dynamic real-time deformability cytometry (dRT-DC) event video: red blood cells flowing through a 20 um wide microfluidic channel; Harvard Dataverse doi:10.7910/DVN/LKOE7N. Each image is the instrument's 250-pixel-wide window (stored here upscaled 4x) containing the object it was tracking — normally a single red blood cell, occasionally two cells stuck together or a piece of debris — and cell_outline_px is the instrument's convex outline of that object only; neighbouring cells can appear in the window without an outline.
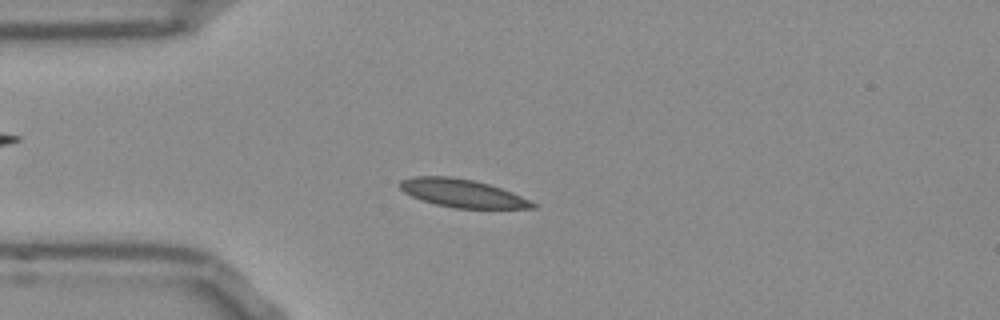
{"species": "Egyptian fruit bat (a non-hibernating species)", "species_latin": "Rousettus aegyptiacus", "temperature_condition": "room temperature", "stored_images_in_passage": 52, "camera_frame_rate_fps": 3000, "um_per_image_px": 0.085, "frame": {"image": 1, "passage_image": 13, "time_ms": 4.0, "image_size_px": [1000, 320], "cell_outline_px": [[536, 208], [456, 208], [436, 204], [412, 196], [404, 192], [400, 188], [400, 180], [412, 176], [452, 176], [472, 180], [488, 184], [512, 192], [536, 204]], "centroid_in_image_um": [39.26, 16.41], "position_along_channel_um": 45.7, "area_um2": 21.39}}
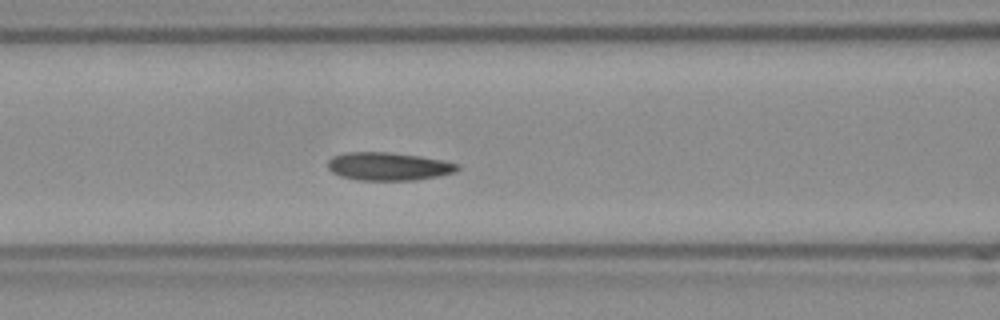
{"frame": {"image": 2, "passage_image": 21, "time_ms": 6.667, "image_size_px": [1000, 320], "cell_outline_px": [[460, 168], [456, 172], [440, 176], [416, 180], [356, 180], [340, 176], [332, 172], [328, 168], [328, 160], [332, 156], [344, 152], [388, 152], [420, 156], [444, 160], [460, 164]], "centroid_in_image_um": [33.04, 14.14], "position_along_channel_um": 133.6, "area_um2": 21.5}}
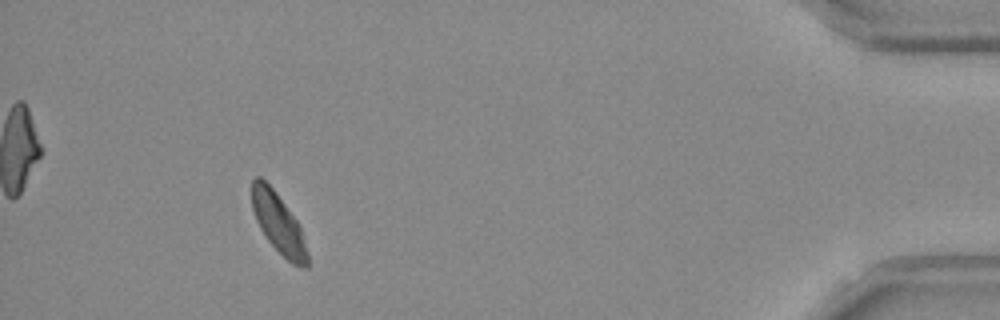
{"frame": {"image": 3, "passage_image": 48, "time_ms": 15.667, "image_size_px": [1000, 320], "cell_outline_px": [[308, 268], [300, 268], [292, 264], [268, 240], [260, 228], [256, 220], [252, 208], [252, 180], [256, 176], [260, 176], [276, 192], [300, 224], [308, 252]], "centroid_in_image_um": [23.69, 18.99], "position_along_channel_um": 411.5, "area_um2": 19.42}, "authors_computed_cell_mechanics": {"area_um2": 20.6057, "velocity_mm_per_s": 3.8233, "shape_relaxation_time_tau1_ms": 8.2348, "shape_relaxation_time_tau2_ms": 3.421, "deformation_change_tau1": 0.1228, "deformation_change_tau2": 0.0557}}